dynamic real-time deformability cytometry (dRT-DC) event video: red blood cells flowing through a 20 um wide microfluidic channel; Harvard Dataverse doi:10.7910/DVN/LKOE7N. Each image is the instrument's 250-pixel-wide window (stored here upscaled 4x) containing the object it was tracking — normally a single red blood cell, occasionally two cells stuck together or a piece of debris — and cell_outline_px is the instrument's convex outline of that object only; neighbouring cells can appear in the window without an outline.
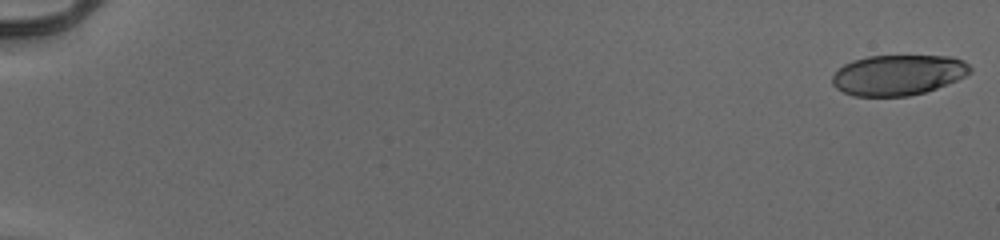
{"species": "human", "species_latin": "Homo sapiens", "temperature_condition": "cold", "stored_images_in_passage": 54, "camera_frame_rate_fps": 3000, "um_per_image_px": 0.085, "donor": {"sex": "male"}, "frame": {"image": 1, "passage_image": 1, "time_ms": 0.0, "image_size_px": [1000, 240], "cell_outline_px": [[972, 72], [956, 80], [936, 88], [924, 92], [908, 96], [852, 96], [836, 88], [832, 84], [832, 76], [844, 64], [852, 60], [868, 56], [952, 56], [964, 60], [972, 68]], "centroid_in_image_um": [76.34, 6.37], "position_along_channel_um": 8.7, "area_um2": 32.48}}
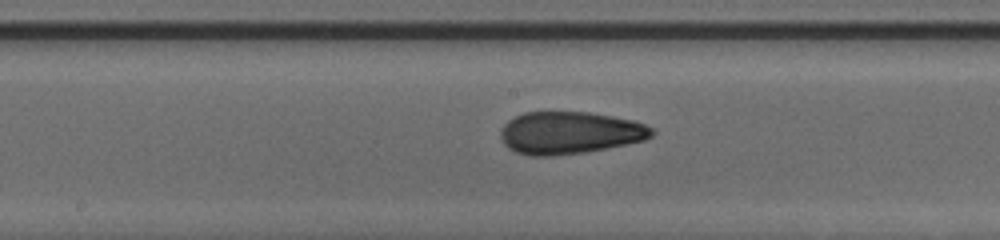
{"frame": {"image": 2, "passage_image": 31, "time_ms": 10.0, "image_size_px": [1000, 240], "cell_outline_px": [[656, 132], [652, 136], [644, 140], [584, 152], [552, 156], [528, 156], [516, 152], [508, 148], [500, 140], [500, 132], [504, 124], [508, 120], [524, 112], [588, 112], [612, 116], [632, 120], [644, 124], [652, 128]], "centroid_in_image_um": [48.38, 11.29], "position_along_channel_um": 199.8, "area_um2": 37.28}}
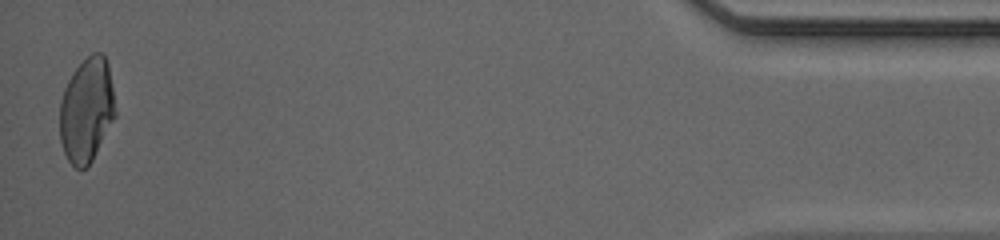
{"frame": {"image": 3, "passage_image": 54, "time_ms": 17.667, "image_size_px": [1000, 240], "cell_outline_px": [[116, 116], [92, 160], [84, 168], [76, 168], [68, 160], [64, 152], [60, 140], [60, 100], [64, 88], [72, 72], [92, 52], [100, 52], [104, 56], [108, 64], [116, 112]], "centroid_in_image_um": [7.36, 9.35], "position_along_channel_um": 427.8, "area_um2": 33.64}, "authors_computed_cell_mechanics": {"area_um2": 35.4892, "velocity_mm_per_s": 3.9639, "shape_relaxation_time_tau1_ms": 8.5355, "shape_relaxation_time_tau2_ms": 1.1711, "deformation_change_tau1": 0.2615, "deformation_change_tau2": 0.0722}}